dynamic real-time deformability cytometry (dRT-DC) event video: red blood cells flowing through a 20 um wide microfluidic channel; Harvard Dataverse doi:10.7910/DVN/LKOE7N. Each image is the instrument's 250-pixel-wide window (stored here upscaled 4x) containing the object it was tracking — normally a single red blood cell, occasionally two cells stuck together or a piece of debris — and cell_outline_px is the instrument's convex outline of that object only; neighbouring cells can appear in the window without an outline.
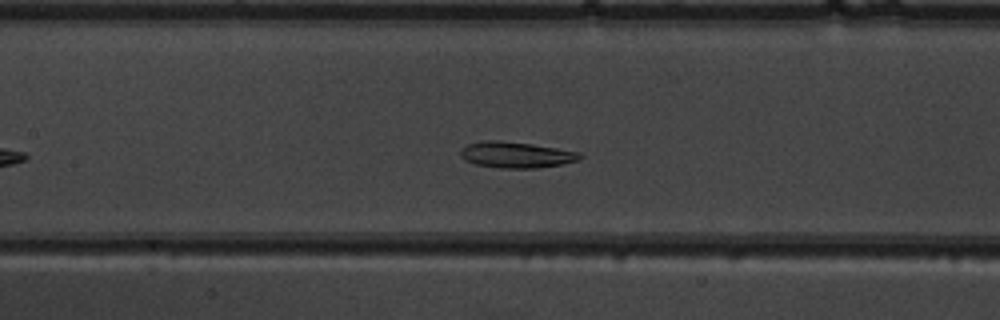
{"species": "common noctule bat (a hibernating species)", "species_latin": "Nyctalus noctula", "temperature_condition": "warm", "stored_images_in_passage": 33, "camera_frame_rate_fps": 3000, "um_per_image_px": 0.085, "animal": {"sex": "male", "body_mass_g": 19.5, "forearm_length_mm": 54.6}, "frame": {"image": 1, "passage_image": 9, "time_ms": 2.667, "image_size_px": [1000, 320], "cell_outline_px": [[584, 156], [580, 160], [560, 164], [536, 168], [500, 168], [476, 164], [464, 160], [460, 156], [460, 148], [468, 144], [484, 140], [496, 140], [532, 144], [580, 152]], "centroid_in_image_um": [43.86, 13.15], "position_along_channel_um": 163.5, "area_um2": 18.15}}
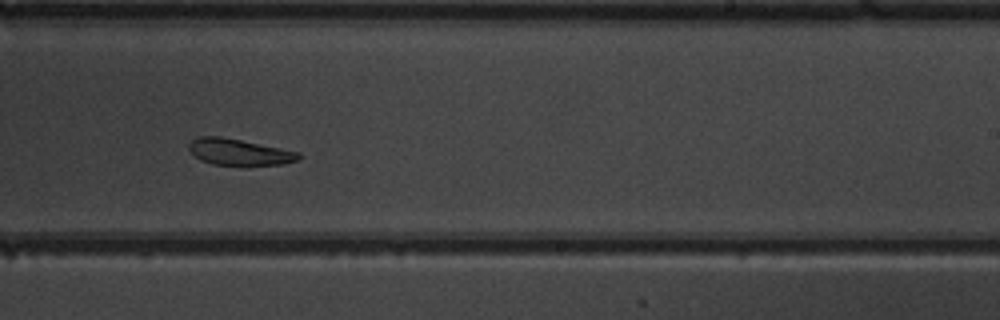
{"frame": {"image": 2, "passage_image": 17, "time_ms": 5.333, "image_size_px": [1000, 320], "cell_outline_px": [[300, 160], [284, 164], [248, 168], [212, 164], [200, 160], [188, 148], [188, 144], [192, 140], [200, 136], [220, 136], [300, 152]], "centroid_in_image_um": [20.37, 12.98], "position_along_channel_um": 268.6, "area_um2": 17.51}}
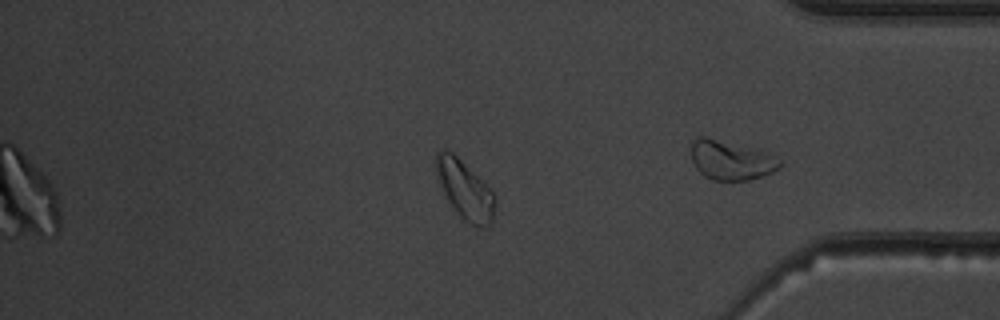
{"frame": {"image": 3, "passage_image": 25, "time_ms": 8.0, "image_size_px": [1000, 320], "cell_outline_px": [[496, 200], [492, 224], [484, 228], [472, 224], [464, 220], [456, 212], [448, 200], [436, 180], [436, 152], [440, 148], [444, 148], [452, 152], [496, 196]], "centroid_in_image_um": [39.49, 16.14], "position_along_channel_um": 395.7, "area_um2": 19.88}, "authors_computed_cell_mechanics": {"area_um2": 18.1492, "velocity_mm_per_s": 3.9563, "shape_relaxation_time_tau1_ms": null, "shape_relaxation_time_tau2_ms": 4.3604, "deformation_change_tau1": null, "deformation_change_tau2": 0.1171}}